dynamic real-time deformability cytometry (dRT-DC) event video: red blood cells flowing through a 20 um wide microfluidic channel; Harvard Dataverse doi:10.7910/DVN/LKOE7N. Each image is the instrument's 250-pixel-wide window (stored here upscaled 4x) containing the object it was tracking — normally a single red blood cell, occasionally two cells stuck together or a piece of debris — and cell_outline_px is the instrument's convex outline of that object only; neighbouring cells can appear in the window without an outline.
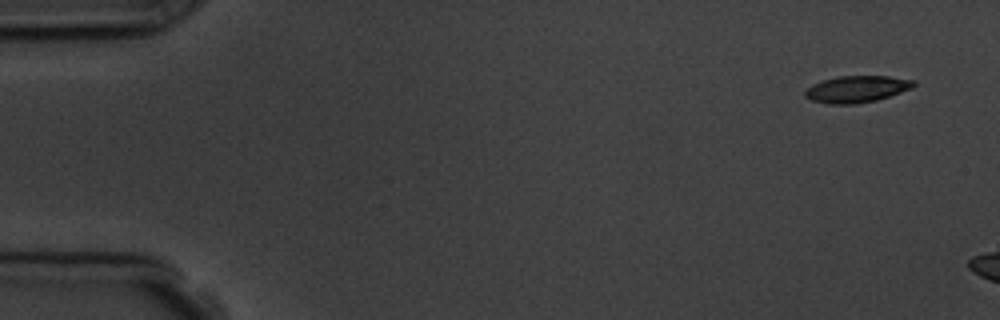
{"species": "common noctule bat (a hibernating species)", "species_latin": "Nyctalus noctula", "temperature_condition": "room temperature", "stored_images_in_passage": 3, "camera_frame_rate_fps": 3000, "um_per_image_px": 0.085, "animal": {"sex": "male", "body_mass_g": 19.5, "forearm_length_mm": 54.6}, "frame": {"image": 1, "passage_image": 1, "time_ms": 0.0, "image_size_px": [1000, 320], "cell_outline_px": [[916, 84], [912, 88], [876, 100], [856, 104], [828, 104], [812, 100], [804, 96], [804, 92], [812, 84], [824, 80], [840, 76], [888, 76], [916, 80]], "centroid_in_image_um": [72.83, 7.57], "position_along_channel_um": 12.2, "area_um2": 16.82}}